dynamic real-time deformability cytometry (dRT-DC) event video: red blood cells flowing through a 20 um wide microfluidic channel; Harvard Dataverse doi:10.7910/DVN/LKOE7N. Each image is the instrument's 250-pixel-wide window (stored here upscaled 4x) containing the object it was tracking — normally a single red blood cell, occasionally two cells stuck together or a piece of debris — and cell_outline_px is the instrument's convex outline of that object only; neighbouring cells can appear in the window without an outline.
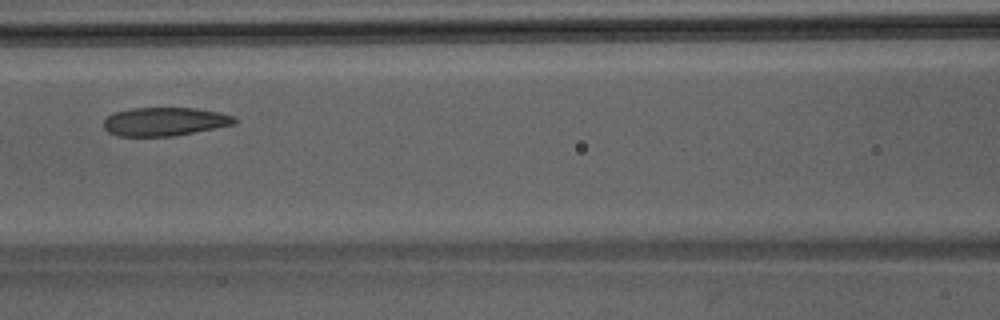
{"species": "Egyptian fruit bat (a non-hibernating species)", "species_latin": "Rousettus aegyptiacus", "temperature_condition": "room temperature", "stored_images_in_passage": 38, "camera_frame_rate_fps": 3000, "um_per_image_px": 0.085, "animal": {"sex": "male"}, "frame": {"image": 1, "passage_image": 13, "time_ms": 4.0, "image_size_px": [1000, 320], "cell_outline_px": [[240, 120], [236, 124], [172, 136], [116, 136], [108, 132], [104, 128], [104, 120], [108, 116], [116, 112], [132, 108], [196, 108], [220, 112], [232, 116]], "centroid_in_image_um": [14.02, 10.33], "position_along_channel_um": 152.6, "area_um2": 21.73}}
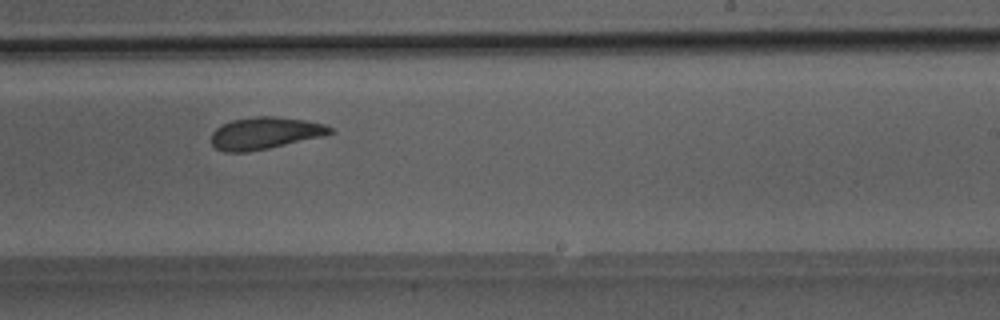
{"frame": {"image": 2, "passage_image": 21, "time_ms": 6.667, "image_size_px": [1000, 320], "cell_outline_px": [[336, 132], [324, 136], [268, 148], [248, 152], [224, 152], [216, 148], [212, 144], [212, 132], [216, 128], [232, 120], [256, 116], [272, 116], [304, 120], [324, 124], [332, 128]], "centroid_in_image_um": [22.54, 11.32], "position_along_channel_um": 266.5, "area_um2": 22.08}}
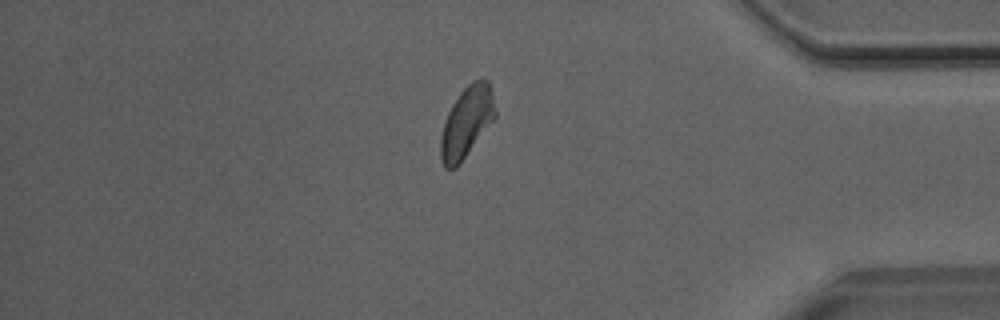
{"frame": {"image": 3, "passage_image": 32, "time_ms": 10.333, "image_size_px": [1000, 320], "cell_outline_px": [[496, 116], [460, 164], [456, 168], [444, 168], [440, 160], [440, 136], [448, 112], [452, 104], [460, 92], [472, 80], [488, 80], [496, 112]], "centroid_in_image_um": [39.63, 10.41], "position_along_channel_um": 395.6, "area_um2": 22.31}}